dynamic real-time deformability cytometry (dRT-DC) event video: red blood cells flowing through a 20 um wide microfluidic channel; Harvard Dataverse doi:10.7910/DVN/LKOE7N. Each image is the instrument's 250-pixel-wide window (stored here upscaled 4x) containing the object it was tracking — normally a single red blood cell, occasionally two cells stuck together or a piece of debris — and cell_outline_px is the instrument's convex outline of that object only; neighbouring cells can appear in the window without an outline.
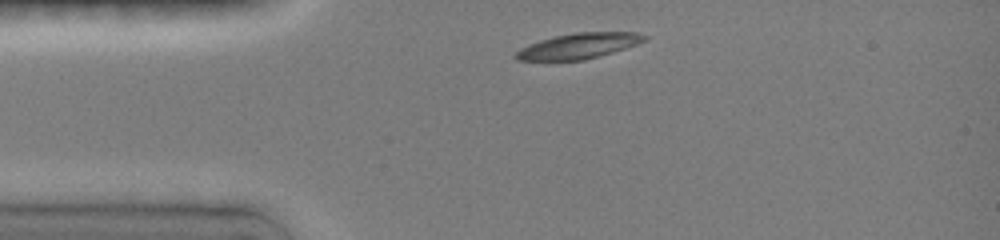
{"species": "common noctule bat (a hibernating species)", "species_latin": "Nyctalus noctula", "temperature_condition": "room temperature", "stored_images_in_passage": 6, "camera_frame_rate_fps": 3000, "um_per_image_px": 0.085, "animal": {"sex": "female", "body_mass_g": 19.0, "forearm_length_mm": 51.5}, "frame": {"image": 1, "passage_image": 1, "time_ms": 0.0, "image_size_px": [1000, 240], "cell_outline_px": [[648, 36], [644, 40], [636, 44], [612, 52], [580, 60], [516, 60], [512, 56], [520, 48], [540, 40], [556, 36], [576, 32], [636, 32]], "centroid_in_image_um": [49.14, 3.9], "position_along_channel_um": 35.9, "area_um2": 18.73}}
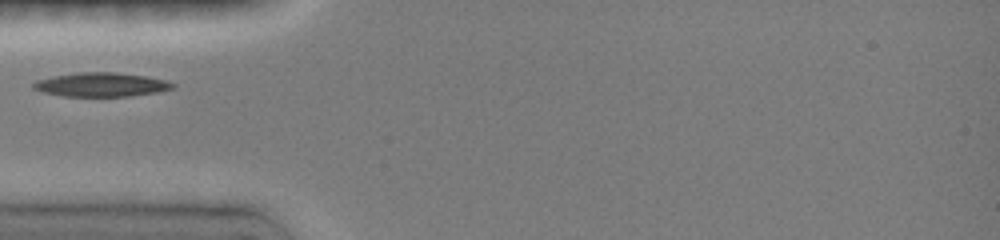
{"frame": {"image": 2, "passage_image": 3, "time_ms": 1.667, "image_size_px": [1000, 240], "cell_outline_px": [[176, 84], [172, 88], [156, 92], [128, 96], [64, 96], [44, 92], [32, 88], [32, 84], [36, 80], [52, 76], [80, 72], [116, 72], [144, 76], [164, 80]], "centroid_in_image_um": [8.56, 7.19], "position_along_channel_um": 76.4, "area_um2": 19.25}}
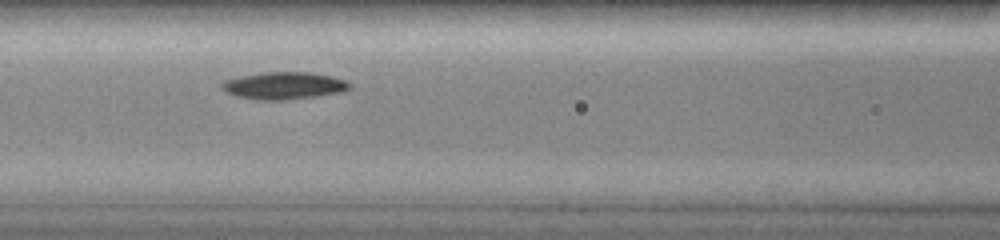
{"frame": {"image": 3, "passage_image": 5, "time_ms": 3.333, "image_size_px": [1000, 240], "cell_outline_px": [[348, 88], [340, 92], [284, 100], [256, 100], [240, 96], [228, 92], [224, 88], [224, 80], [264, 72], [308, 72], [328, 76], [344, 80], [348, 84]], "centroid_in_image_um": [24.12, 7.28], "position_along_channel_um": 142.5, "area_um2": 19.42}}